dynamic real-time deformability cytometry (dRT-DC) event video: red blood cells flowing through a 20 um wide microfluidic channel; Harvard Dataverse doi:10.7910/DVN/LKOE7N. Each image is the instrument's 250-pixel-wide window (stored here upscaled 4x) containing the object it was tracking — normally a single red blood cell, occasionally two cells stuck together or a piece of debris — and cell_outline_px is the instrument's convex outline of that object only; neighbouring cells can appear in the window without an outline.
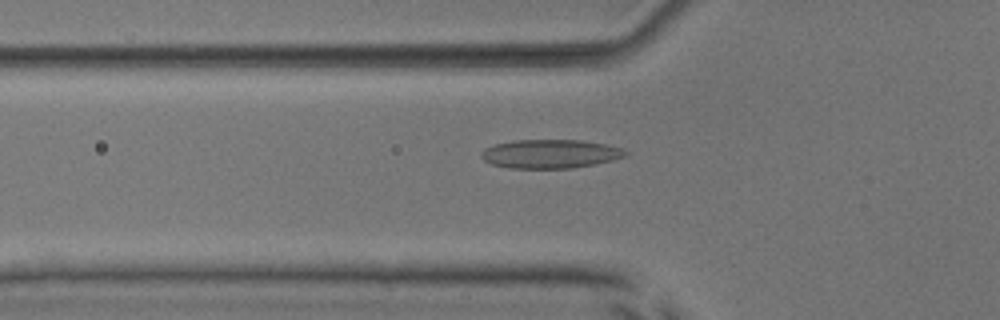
{"species": "common noctule bat (a hibernating species)", "species_latin": "Nyctalus noctula", "temperature_condition": "room temperature", "stored_images_in_passage": 43, "camera_frame_rate_fps": 3000, "um_per_image_px": 0.085, "animal": {"sex": "male", "body_mass_g": 17.9, "forearm_length_mm": 54.2}, "frame": {"image": 1, "passage_image": 10, "time_ms": 3.0, "image_size_px": [1000, 320], "cell_outline_px": [[628, 156], [596, 164], [572, 168], [512, 168], [492, 164], [484, 160], [480, 156], [480, 152], [484, 148], [496, 144], [516, 140], [580, 140], [604, 144], [624, 148], [628, 152]], "centroid_in_image_um": [46.8, 13.08], "position_along_channel_um": 79.0, "area_um2": 24.22}}
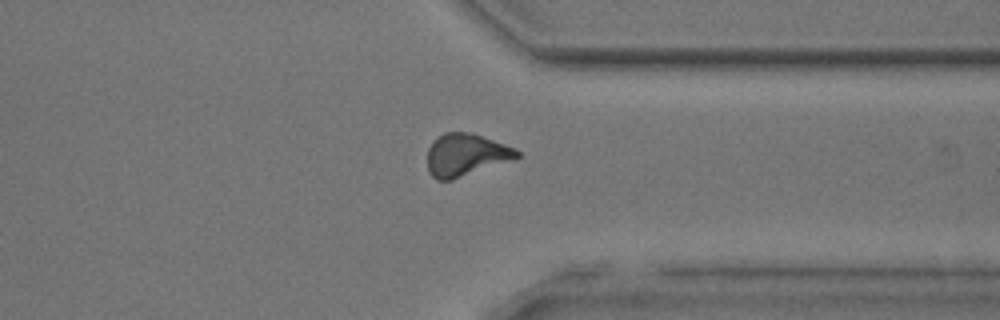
{"frame": {"image": 2, "passage_image": 32, "time_ms": 10.333, "image_size_px": [1000, 320], "cell_outline_px": [[520, 156], [452, 180], [436, 180], [428, 172], [428, 148], [432, 140], [444, 132], [472, 132], [516, 148], [520, 152]], "centroid_in_image_um": [39.55, 13.14], "position_along_channel_um": 371.8, "area_um2": 22.02}}
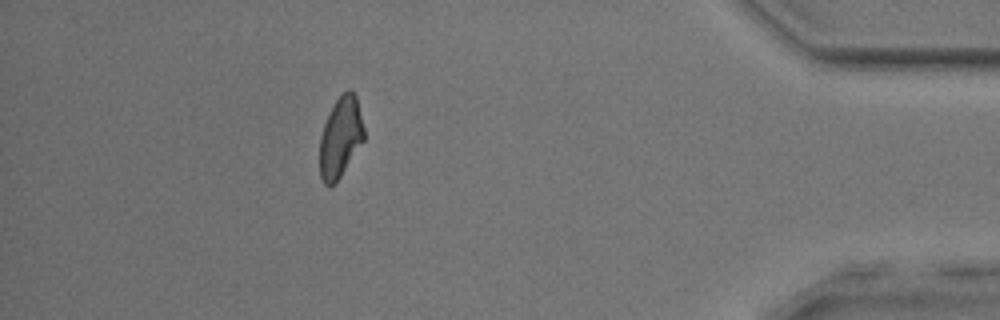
{"frame": {"image": 3, "passage_image": 38, "time_ms": 12.333, "image_size_px": [1000, 320], "cell_outline_px": [[364, 140], [340, 176], [332, 184], [324, 184], [320, 176], [320, 136], [324, 124], [336, 100], [348, 88], [352, 88], [356, 96], [364, 128]], "centroid_in_image_um": [28.95, 11.63], "position_along_channel_um": 406.3, "area_um2": 20.35}, "authors_computed_cell_mechanics": {"area_um2": 22.0218, "velocity_mm_per_s": 4.0118, "shape_relaxation_time_tau1_ms": 10.4225, "shape_relaxation_time_tau2_ms": 2.3337, "deformation_change_tau1": 0.2187, "deformation_change_tau2": 0.1067}}